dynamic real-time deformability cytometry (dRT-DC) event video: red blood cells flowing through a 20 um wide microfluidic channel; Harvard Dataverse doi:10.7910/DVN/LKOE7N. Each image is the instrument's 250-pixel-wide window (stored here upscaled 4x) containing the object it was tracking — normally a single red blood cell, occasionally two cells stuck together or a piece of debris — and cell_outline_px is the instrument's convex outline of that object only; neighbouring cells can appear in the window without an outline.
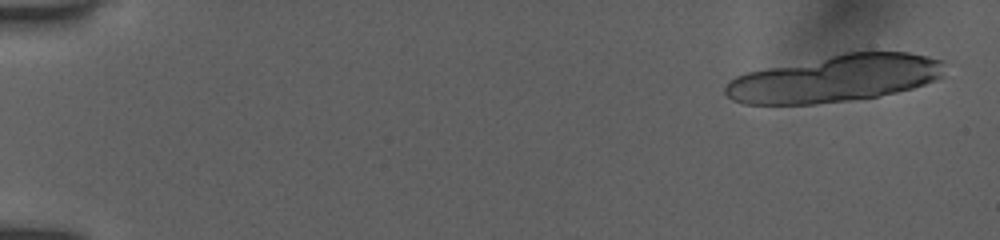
{"species": "human", "species_latin": "Homo sapiens", "temperature_condition": "room temperature", "stored_images_in_passage": 10, "camera_frame_rate_fps": 3000, "um_per_image_px": 0.085, "donor": {"sex": "female"}, "frame": {"image": 1, "passage_image": 1, "time_ms": 0.0, "image_size_px": [1000, 240], "cell_outline_px": [[944, 76], [936, 80], [912, 88], [880, 96], [848, 100], [812, 104], [744, 104], [732, 100], [724, 92], [724, 88], [736, 76], [748, 72], [844, 52], [908, 52], [928, 56], [944, 60]], "centroid_in_image_um": [71.03, 6.67], "position_along_channel_um": 14.0, "area_um2": 59.94}}